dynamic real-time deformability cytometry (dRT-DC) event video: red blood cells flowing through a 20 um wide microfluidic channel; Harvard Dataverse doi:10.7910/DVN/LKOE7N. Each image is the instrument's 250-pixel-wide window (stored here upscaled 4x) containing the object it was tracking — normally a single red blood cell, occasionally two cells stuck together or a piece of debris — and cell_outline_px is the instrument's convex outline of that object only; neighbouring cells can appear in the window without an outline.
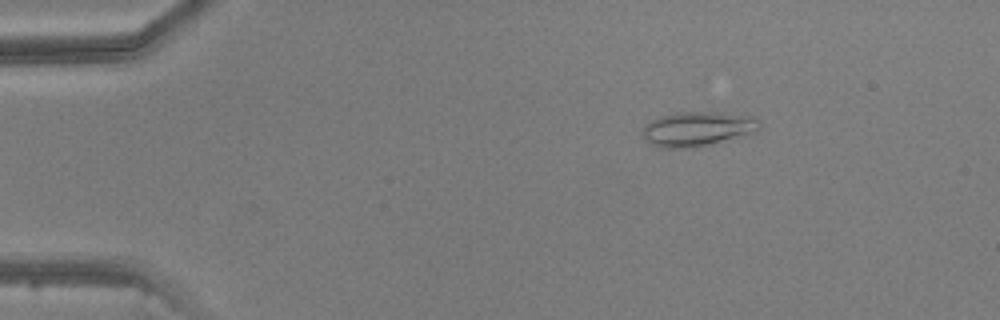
{"species": "common noctule bat (a hibernating species)", "species_latin": "Nyctalus noctula", "temperature_condition": "warm", "stored_images_in_passage": 5, "camera_frame_rate_fps": 3000, "um_per_image_px": 0.085, "animal": {"sex": "male", "body_mass_g": 20.5, "forearm_length_mm": 52.5}, "frame": {"image": 1, "passage_image": 3, "time_ms": 2.333, "image_size_px": [1000, 320], "cell_outline_px": [[760, 128], [756, 132], [712, 144], [692, 148], [660, 148], [644, 140], [640, 132], [640, 128], [644, 124], [652, 120], [676, 112], [720, 112], [756, 116], [760, 120]], "centroid_in_image_um": [59.28, 10.96], "position_along_channel_um": 25.7, "area_um2": 24.04}}